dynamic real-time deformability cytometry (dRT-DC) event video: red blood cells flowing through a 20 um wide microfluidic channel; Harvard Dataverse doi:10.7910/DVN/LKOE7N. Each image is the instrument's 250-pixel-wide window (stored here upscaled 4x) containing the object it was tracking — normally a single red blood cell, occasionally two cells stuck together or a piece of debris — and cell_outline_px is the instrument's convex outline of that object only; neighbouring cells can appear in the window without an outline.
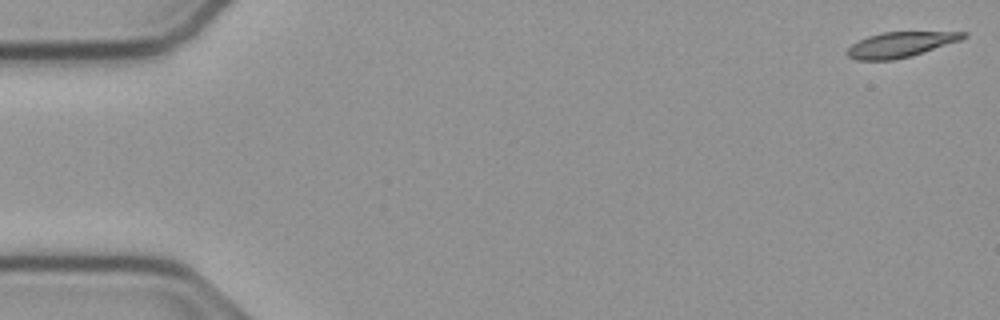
{"species": "common noctule bat (a hibernating species)", "species_latin": "Nyctalus noctula", "temperature_condition": "cold", "stored_images_in_passage": 15, "camera_frame_rate_fps": 3000, "um_per_image_px": 0.085, "animal": {"sex": "male", "body_mass_g": 23.1, "forearm_length_mm": 52.7}, "frame": {"image": 1, "passage_image": 1, "time_ms": 0.0, "image_size_px": [1000, 320], "cell_outline_px": [[968, 36], [960, 40], [912, 56], [892, 60], [856, 60], [848, 56], [844, 52], [852, 44], [868, 36], [880, 32], [968, 32]], "centroid_in_image_um": [76.51, 3.79], "position_along_channel_um": 8.5, "area_um2": 17.05}}
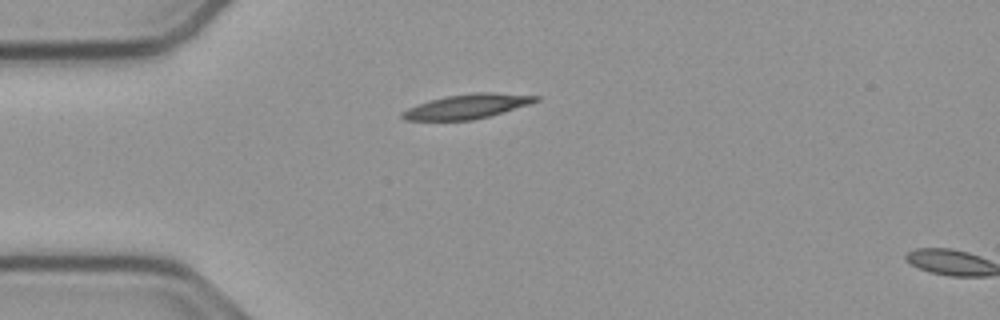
{"frame": {"image": 2, "passage_image": 14, "time_ms": 4.333, "image_size_px": [1000, 320], "cell_outline_px": [[540, 100], [528, 104], [488, 116], [472, 120], [404, 120], [400, 116], [400, 112], [408, 108], [428, 100], [444, 96], [476, 92], [492, 92], [540, 96]], "centroid_in_image_um": [39.65, 9.03], "position_along_channel_um": 45.3, "area_um2": 18.96}}